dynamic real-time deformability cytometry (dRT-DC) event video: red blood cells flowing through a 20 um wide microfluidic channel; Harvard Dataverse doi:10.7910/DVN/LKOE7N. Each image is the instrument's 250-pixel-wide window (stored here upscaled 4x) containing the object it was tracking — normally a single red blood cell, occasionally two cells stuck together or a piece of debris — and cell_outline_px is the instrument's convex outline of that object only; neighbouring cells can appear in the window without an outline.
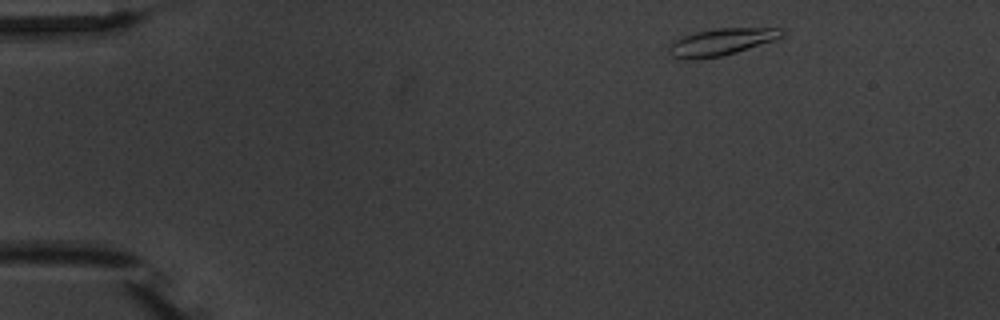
{"species": "common noctule bat (a hibernating species)", "species_latin": "Nyctalus noctula", "temperature_condition": "warm", "stored_images_in_passage": 3, "camera_frame_rate_fps": 3000, "um_per_image_px": 0.085, "animal": {"sex": "male", "body_mass_g": 20.1, "forearm_length_mm": 53.5}, "frame": {"image": 1, "passage_image": 1, "time_ms": 0.0, "image_size_px": [1000, 320], "cell_outline_px": [[784, 32], [780, 36], [772, 40], [736, 52], [720, 56], [692, 60], [688, 60], [672, 56], [668, 52], [668, 48], [676, 40], [684, 36], [696, 32], [716, 28], [780, 28]], "centroid_in_image_um": [61.26, 3.57], "position_along_channel_um": 23.7, "area_um2": 17.28}}